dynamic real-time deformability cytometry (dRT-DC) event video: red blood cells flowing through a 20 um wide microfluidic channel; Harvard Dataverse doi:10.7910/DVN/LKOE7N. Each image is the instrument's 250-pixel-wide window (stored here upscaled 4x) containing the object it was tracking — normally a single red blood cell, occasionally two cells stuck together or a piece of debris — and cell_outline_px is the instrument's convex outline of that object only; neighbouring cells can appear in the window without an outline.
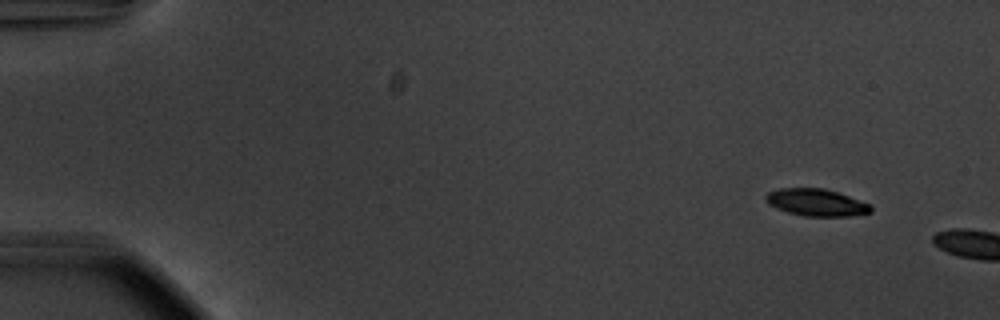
{"species": "common noctule bat (a hibernating species)", "species_latin": "Nyctalus noctula", "temperature_condition": "warm", "stored_images_in_passage": 4, "camera_frame_rate_fps": 3000, "um_per_image_px": 0.085, "animal": {"sex": "male", "body_mass_g": 20.1, "forearm_length_mm": 53.5}, "frame": {"image": 1, "passage_image": 1, "time_ms": 0.0, "image_size_px": [1000, 320], "cell_outline_px": [[872, 212], [848, 216], [804, 216], [788, 212], [776, 208], [768, 204], [764, 200], [764, 196], [768, 192], [780, 188], [824, 188], [872, 204]], "centroid_in_image_um": [69.37, 17.21], "position_along_channel_um": 15.6, "area_um2": 16.65}}